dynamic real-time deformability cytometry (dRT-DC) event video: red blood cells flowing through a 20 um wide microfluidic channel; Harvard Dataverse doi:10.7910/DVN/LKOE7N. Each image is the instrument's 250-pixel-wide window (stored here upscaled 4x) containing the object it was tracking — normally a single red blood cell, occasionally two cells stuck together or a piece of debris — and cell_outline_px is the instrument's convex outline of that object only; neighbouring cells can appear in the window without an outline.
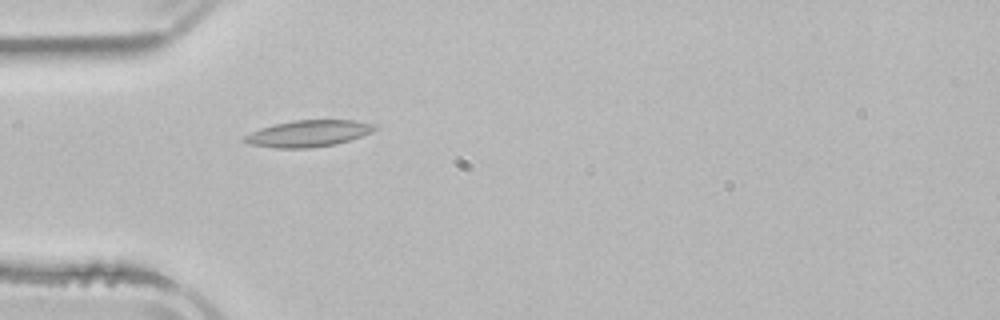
{"species": "common noctule bat (a hibernating species)", "species_latin": "Nyctalus noctula", "temperature_condition": "room temperature", "stored_images_in_passage": 3, "camera_frame_rate_fps": 3000, "um_per_image_px": 0.085, "animal": {"sex": "male", "body_mass_g": 21.5, "forearm_length_mm": 52.0}, "frame": {"image": 1, "passage_image": 3, "time_ms": 2.667, "image_size_px": [1000, 320], "cell_outline_px": [[380, 128], [372, 132], [336, 144], [308, 148], [276, 148], [248, 144], [244, 140], [244, 136], [260, 128], [292, 120], [356, 120], [376, 124]], "centroid_in_image_um": [26.25, 11.34], "position_along_channel_um": 58.7, "area_um2": 20.11}}